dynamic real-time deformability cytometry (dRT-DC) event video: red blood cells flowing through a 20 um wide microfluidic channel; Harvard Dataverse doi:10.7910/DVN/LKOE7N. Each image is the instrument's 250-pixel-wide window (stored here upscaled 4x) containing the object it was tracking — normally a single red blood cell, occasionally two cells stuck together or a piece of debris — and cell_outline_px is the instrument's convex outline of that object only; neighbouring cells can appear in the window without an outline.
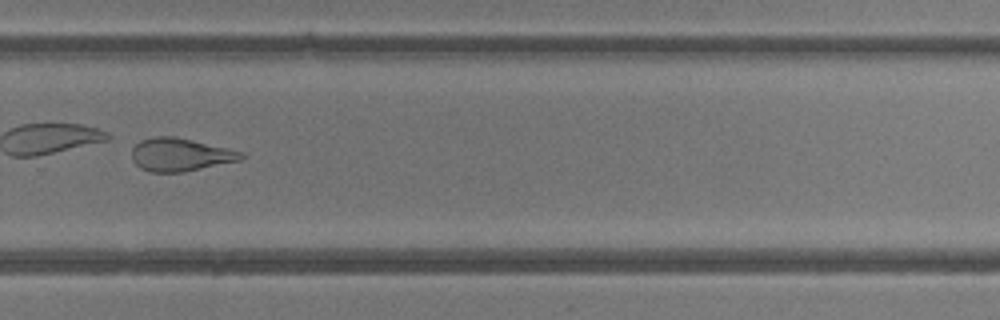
{"species": "common noctule bat (a hibernating species)", "species_latin": "Nyctalus noctula", "temperature_condition": "room temperature", "stored_images_in_passage": 27, "camera_frame_rate_fps": 3000, "um_per_image_px": 0.085, "animal": {"sex": "female"}, "frame": {"image": 1, "passage_image": 20, "time_ms": 6.333, "image_size_px": [1000, 320], "cell_outline_px": [[244, 160], [184, 172], [148, 172], [140, 168], [132, 160], [132, 148], [140, 140], [152, 136], [172, 136], [192, 140], [244, 152]], "centroid_in_image_um": [15.33, 13.15], "position_along_channel_um": 314.5, "area_um2": 21.27}}